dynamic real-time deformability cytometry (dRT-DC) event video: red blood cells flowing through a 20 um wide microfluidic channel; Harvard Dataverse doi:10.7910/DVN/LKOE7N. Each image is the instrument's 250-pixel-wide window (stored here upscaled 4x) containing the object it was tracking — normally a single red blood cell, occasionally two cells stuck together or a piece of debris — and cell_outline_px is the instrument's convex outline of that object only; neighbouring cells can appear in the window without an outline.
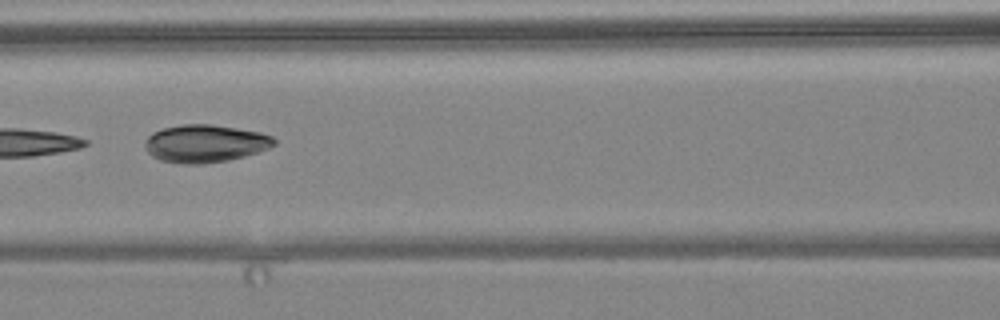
{"species": "common noctule bat (a hibernating species)", "species_latin": "Nyctalus noctula", "temperature_condition": "warm", "stored_images_in_passage": 5, "camera_frame_rate_fps": 3000, "um_per_image_px": 0.085, "animal": {"sex": "female", "body_mass_g": 24.6, "forearm_length_mm": 56.2}, "frame": {"image": 1, "passage_image": 5, "time_ms": 4.667, "image_size_px": [1000, 320], "cell_outline_px": [[276, 144], [268, 148], [244, 156], [228, 160], [200, 164], [184, 164], [160, 160], [152, 156], [144, 148], [144, 144], [148, 136], [152, 132], [164, 128], [180, 124], [212, 124], [260, 132], [272, 136], [276, 140]], "centroid_in_image_um": [17.41, 12.19], "position_along_channel_um": 149.2, "area_um2": 28.38}}